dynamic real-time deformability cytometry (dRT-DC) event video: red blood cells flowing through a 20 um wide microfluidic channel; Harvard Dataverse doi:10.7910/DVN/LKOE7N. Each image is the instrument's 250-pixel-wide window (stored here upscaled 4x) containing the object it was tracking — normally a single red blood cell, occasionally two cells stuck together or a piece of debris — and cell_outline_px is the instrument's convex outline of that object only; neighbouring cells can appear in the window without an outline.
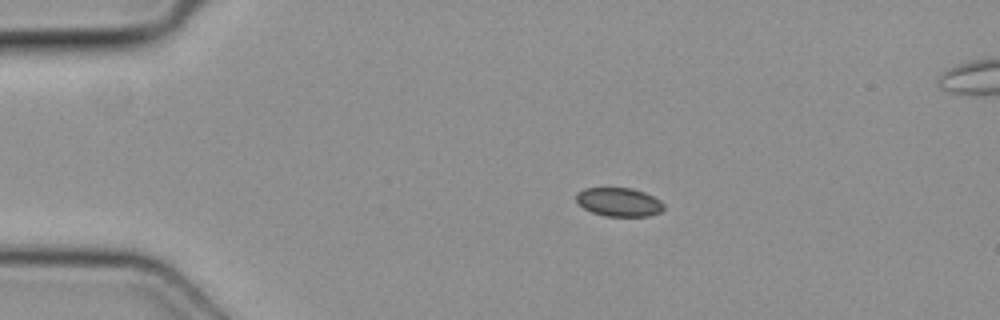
{"species": "common noctule bat (a hibernating species)", "species_latin": "Nyctalus noctula", "temperature_condition": "cold", "stored_images_in_passage": 3, "camera_frame_rate_fps": 3000, "um_per_image_px": 0.085, "animal": {"sex": "female", "body_mass_g": 19.3, "forearm_length_mm": 54.1}, "frame": {"image": 1, "passage_image": 1, "time_ms": 0.0, "image_size_px": [1000, 320], "cell_outline_px": [[664, 208], [660, 212], [648, 216], [604, 216], [592, 212], [584, 208], [576, 200], [576, 192], [584, 188], [632, 188], [644, 192], [660, 200], [664, 204]], "centroid_in_image_um": [52.6, 17.17], "position_along_channel_um": 32.4, "area_um2": 14.62}}